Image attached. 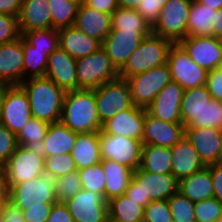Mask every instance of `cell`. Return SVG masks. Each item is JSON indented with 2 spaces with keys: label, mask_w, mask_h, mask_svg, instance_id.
<instances>
[{
  "label": "cell",
  "mask_w": 222,
  "mask_h": 222,
  "mask_svg": "<svg viewBox=\"0 0 222 222\" xmlns=\"http://www.w3.org/2000/svg\"><path fill=\"white\" fill-rule=\"evenodd\" d=\"M184 89L176 82H169L146 108V112L156 118L171 123L181 122V101Z\"/></svg>",
  "instance_id": "obj_18"
},
{
  "label": "cell",
  "mask_w": 222,
  "mask_h": 222,
  "mask_svg": "<svg viewBox=\"0 0 222 222\" xmlns=\"http://www.w3.org/2000/svg\"><path fill=\"white\" fill-rule=\"evenodd\" d=\"M78 171L82 189L98 192L104 196L105 172L101 162Z\"/></svg>",
  "instance_id": "obj_43"
},
{
  "label": "cell",
  "mask_w": 222,
  "mask_h": 222,
  "mask_svg": "<svg viewBox=\"0 0 222 222\" xmlns=\"http://www.w3.org/2000/svg\"><path fill=\"white\" fill-rule=\"evenodd\" d=\"M9 200L21 210L29 206H43V203H55L54 179L44 174L16 184L10 187Z\"/></svg>",
  "instance_id": "obj_10"
},
{
  "label": "cell",
  "mask_w": 222,
  "mask_h": 222,
  "mask_svg": "<svg viewBox=\"0 0 222 222\" xmlns=\"http://www.w3.org/2000/svg\"><path fill=\"white\" fill-rule=\"evenodd\" d=\"M109 222H136L144 219V207L125 194L108 201Z\"/></svg>",
  "instance_id": "obj_33"
},
{
  "label": "cell",
  "mask_w": 222,
  "mask_h": 222,
  "mask_svg": "<svg viewBox=\"0 0 222 222\" xmlns=\"http://www.w3.org/2000/svg\"><path fill=\"white\" fill-rule=\"evenodd\" d=\"M32 118L27 93L20 85H5L0 124L17 135Z\"/></svg>",
  "instance_id": "obj_12"
},
{
  "label": "cell",
  "mask_w": 222,
  "mask_h": 222,
  "mask_svg": "<svg viewBox=\"0 0 222 222\" xmlns=\"http://www.w3.org/2000/svg\"><path fill=\"white\" fill-rule=\"evenodd\" d=\"M45 174L56 179L77 169L71 154H61L45 157Z\"/></svg>",
  "instance_id": "obj_44"
},
{
  "label": "cell",
  "mask_w": 222,
  "mask_h": 222,
  "mask_svg": "<svg viewBox=\"0 0 222 222\" xmlns=\"http://www.w3.org/2000/svg\"><path fill=\"white\" fill-rule=\"evenodd\" d=\"M221 133L215 127H185V137L205 166L220 163Z\"/></svg>",
  "instance_id": "obj_21"
},
{
  "label": "cell",
  "mask_w": 222,
  "mask_h": 222,
  "mask_svg": "<svg viewBox=\"0 0 222 222\" xmlns=\"http://www.w3.org/2000/svg\"><path fill=\"white\" fill-rule=\"evenodd\" d=\"M22 36L34 50L54 51L59 47L58 30L54 28L29 30Z\"/></svg>",
  "instance_id": "obj_39"
},
{
  "label": "cell",
  "mask_w": 222,
  "mask_h": 222,
  "mask_svg": "<svg viewBox=\"0 0 222 222\" xmlns=\"http://www.w3.org/2000/svg\"><path fill=\"white\" fill-rule=\"evenodd\" d=\"M97 112L101 124L118 112L131 108L130 87L126 79L118 77L94 89Z\"/></svg>",
  "instance_id": "obj_8"
},
{
  "label": "cell",
  "mask_w": 222,
  "mask_h": 222,
  "mask_svg": "<svg viewBox=\"0 0 222 222\" xmlns=\"http://www.w3.org/2000/svg\"><path fill=\"white\" fill-rule=\"evenodd\" d=\"M77 60L58 47L48 57L45 77L65 91L77 90Z\"/></svg>",
  "instance_id": "obj_22"
},
{
  "label": "cell",
  "mask_w": 222,
  "mask_h": 222,
  "mask_svg": "<svg viewBox=\"0 0 222 222\" xmlns=\"http://www.w3.org/2000/svg\"><path fill=\"white\" fill-rule=\"evenodd\" d=\"M185 127H215L222 130V107L220 101L211 99Z\"/></svg>",
  "instance_id": "obj_40"
},
{
  "label": "cell",
  "mask_w": 222,
  "mask_h": 222,
  "mask_svg": "<svg viewBox=\"0 0 222 222\" xmlns=\"http://www.w3.org/2000/svg\"><path fill=\"white\" fill-rule=\"evenodd\" d=\"M53 203H43V206H29L22 210L25 222H47Z\"/></svg>",
  "instance_id": "obj_51"
},
{
  "label": "cell",
  "mask_w": 222,
  "mask_h": 222,
  "mask_svg": "<svg viewBox=\"0 0 222 222\" xmlns=\"http://www.w3.org/2000/svg\"><path fill=\"white\" fill-rule=\"evenodd\" d=\"M81 189L82 185L78 169L54 179V193L57 202H65L71 199Z\"/></svg>",
  "instance_id": "obj_41"
},
{
  "label": "cell",
  "mask_w": 222,
  "mask_h": 222,
  "mask_svg": "<svg viewBox=\"0 0 222 222\" xmlns=\"http://www.w3.org/2000/svg\"><path fill=\"white\" fill-rule=\"evenodd\" d=\"M197 222H217L222 216V202L212 197L195 203Z\"/></svg>",
  "instance_id": "obj_45"
},
{
  "label": "cell",
  "mask_w": 222,
  "mask_h": 222,
  "mask_svg": "<svg viewBox=\"0 0 222 222\" xmlns=\"http://www.w3.org/2000/svg\"><path fill=\"white\" fill-rule=\"evenodd\" d=\"M206 87L212 99L220 101L222 99V66L212 71H208Z\"/></svg>",
  "instance_id": "obj_50"
},
{
  "label": "cell",
  "mask_w": 222,
  "mask_h": 222,
  "mask_svg": "<svg viewBox=\"0 0 222 222\" xmlns=\"http://www.w3.org/2000/svg\"><path fill=\"white\" fill-rule=\"evenodd\" d=\"M125 195L145 207L144 192L142 191L141 185L133 177L128 183Z\"/></svg>",
  "instance_id": "obj_56"
},
{
  "label": "cell",
  "mask_w": 222,
  "mask_h": 222,
  "mask_svg": "<svg viewBox=\"0 0 222 222\" xmlns=\"http://www.w3.org/2000/svg\"><path fill=\"white\" fill-rule=\"evenodd\" d=\"M77 134L61 121L51 123L41 143L40 151L44 157L70 154L75 145Z\"/></svg>",
  "instance_id": "obj_27"
},
{
  "label": "cell",
  "mask_w": 222,
  "mask_h": 222,
  "mask_svg": "<svg viewBox=\"0 0 222 222\" xmlns=\"http://www.w3.org/2000/svg\"><path fill=\"white\" fill-rule=\"evenodd\" d=\"M22 47L24 52V80L45 77L48 57L53 51L34 50L23 36Z\"/></svg>",
  "instance_id": "obj_36"
},
{
  "label": "cell",
  "mask_w": 222,
  "mask_h": 222,
  "mask_svg": "<svg viewBox=\"0 0 222 222\" xmlns=\"http://www.w3.org/2000/svg\"><path fill=\"white\" fill-rule=\"evenodd\" d=\"M178 191L192 202L213 197V181L209 166L179 180Z\"/></svg>",
  "instance_id": "obj_28"
},
{
  "label": "cell",
  "mask_w": 222,
  "mask_h": 222,
  "mask_svg": "<svg viewBox=\"0 0 222 222\" xmlns=\"http://www.w3.org/2000/svg\"><path fill=\"white\" fill-rule=\"evenodd\" d=\"M167 64L172 81L184 90L206 85L208 72L198 66L178 43L169 49Z\"/></svg>",
  "instance_id": "obj_11"
},
{
  "label": "cell",
  "mask_w": 222,
  "mask_h": 222,
  "mask_svg": "<svg viewBox=\"0 0 222 222\" xmlns=\"http://www.w3.org/2000/svg\"><path fill=\"white\" fill-rule=\"evenodd\" d=\"M3 206L4 205H0V222H3Z\"/></svg>",
  "instance_id": "obj_63"
},
{
  "label": "cell",
  "mask_w": 222,
  "mask_h": 222,
  "mask_svg": "<svg viewBox=\"0 0 222 222\" xmlns=\"http://www.w3.org/2000/svg\"><path fill=\"white\" fill-rule=\"evenodd\" d=\"M140 168L155 174L172 172L171 148L155 145H143Z\"/></svg>",
  "instance_id": "obj_32"
},
{
  "label": "cell",
  "mask_w": 222,
  "mask_h": 222,
  "mask_svg": "<svg viewBox=\"0 0 222 222\" xmlns=\"http://www.w3.org/2000/svg\"><path fill=\"white\" fill-rule=\"evenodd\" d=\"M20 86L27 93L32 117L49 124L61 121L66 91L46 77L29 78Z\"/></svg>",
  "instance_id": "obj_1"
},
{
  "label": "cell",
  "mask_w": 222,
  "mask_h": 222,
  "mask_svg": "<svg viewBox=\"0 0 222 222\" xmlns=\"http://www.w3.org/2000/svg\"><path fill=\"white\" fill-rule=\"evenodd\" d=\"M3 222H25L22 210L10 200L3 206Z\"/></svg>",
  "instance_id": "obj_55"
},
{
  "label": "cell",
  "mask_w": 222,
  "mask_h": 222,
  "mask_svg": "<svg viewBox=\"0 0 222 222\" xmlns=\"http://www.w3.org/2000/svg\"><path fill=\"white\" fill-rule=\"evenodd\" d=\"M74 26L103 43L112 29L111 14L99 12L82 3L79 6Z\"/></svg>",
  "instance_id": "obj_24"
},
{
  "label": "cell",
  "mask_w": 222,
  "mask_h": 222,
  "mask_svg": "<svg viewBox=\"0 0 222 222\" xmlns=\"http://www.w3.org/2000/svg\"><path fill=\"white\" fill-rule=\"evenodd\" d=\"M101 159H110L130 168L133 172L140 167L142 140L99 131Z\"/></svg>",
  "instance_id": "obj_9"
},
{
  "label": "cell",
  "mask_w": 222,
  "mask_h": 222,
  "mask_svg": "<svg viewBox=\"0 0 222 222\" xmlns=\"http://www.w3.org/2000/svg\"><path fill=\"white\" fill-rule=\"evenodd\" d=\"M141 3V0H117L118 7L137 9Z\"/></svg>",
  "instance_id": "obj_60"
},
{
  "label": "cell",
  "mask_w": 222,
  "mask_h": 222,
  "mask_svg": "<svg viewBox=\"0 0 222 222\" xmlns=\"http://www.w3.org/2000/svg\"><path fill=\"white\" fill-rule=\"evenodd\" d=\"M220 163H222V133H221V146H220Z\"/></svg>",
  "instance_id": "obj_64"
},
{
  "label": "cell",
  "mask_w": 222,
  "mask_h": 222,
  "mask_svg": "<svg viewBox=\"0 0 222 222\" xmlns=\"http://www.w3.org/2000/svg\"><path fill=\"white\" fill-rule=\"evenodd\" d=\"M51 10L52 28L60 29L75 24L79 4L69 0H48Z\"/></svg>",
  "instance_id": "obj_37"
},
{
  "label": "cell",
  "mask_w": 222,
  "mask_h": 222,
  "mask_svg": "<svg viewBox=\"0 0 222 222\" xmlns=\"http://www.w3.org/2000/svg\"><path fill=\"white\" fill-rule=\"evenodd\" d=\"M101 163L105 172V199L109 201L111 198L125 194L133 171L110 159H102Z\"/></svg>",
  "instance_id": "obj_29"
},
{
  "label": "cell",
  "mask_w": 222,
  "mask_h": 222,
  "mask_svg": "<svg viewBox=\"0 0 222 222\" xmlns=\"http://www.w3.org/2000/svg\"><path fill=\"white\" fill-rule=\"evenodd\" d=\"M143 38L137 31L111 29L102 43V48L106 51L114 66L120 70L140 45Z\"/></svg>",
  "instance_id": "obj_19"
},
{
  "label": "cell",
  "mask_w": 222,
  "mask_h": 222,
  "mask_svg": "<svg viewBox=\"0 0 222 222\" xmlns=\"http://www.w3.org/2000/svg\"><path fill=\"white\" fill-rule=\"evenodd\" d=\"M212 99L206 85L184 91L181 101V122L186 126Z\"/></svg>",
  "instance_id": "obj_34"
},
{
  "label": "cell",
  "mask_w": 222,
  "mask_h": 222,
  "mask_svg": "<svg viewBox=\"0 0 222 222\" xmlns=\"http://www.w3.org/2000/svg\"><path fill=\"white\" fill-rule=\"evenodd\" d=\"M216 12L217 10L193 0L189 11L187 36L212 37V23Z\"/></svg>",
  "instance_id": "obj_31"
},
{
  "label": "cell",
  "mask_w": 222,
  "mask_h": 222,
  "mask_svg": "<svg viewBox=\"0 0 222 222\" xmlns=\"http://www.w3.org/2000/svg\"><path fill=\"white\" fill-rule=\"evenodd\" d=\"M20 36L18 17L0 13V44L12 42Z\"/></svg>",
  "instance_id": "obj_48"
},
{
  "label": "cell",
  "mask_w": 222,
  "mask_h": 222,
  "mask_svg": "<svg viewBox=\"0 0 222 222\" xmlns=\"http://www.w3.org/2000/svg\"><path fill=\"white\" fill-rule=\"evenodd\" d=\"M18 147L17 136L0 124V168H2Z\"/></svg>",
  "instance_id": "obj_47"
},
{
  "label": "cell",
  "mask_w": 222,
  "mask_h": 222,
  "mask_svg": "<svg viewBox=\"0 0 222 222\" xmlns=\"http://www.w3.org/2000/svg\"><path fill=\"white\" fill-rule=\"evenodd\" d=\"M213 181V197L222 202V163L209 165Z\"/></svg>",
  "instance_id": "obj_53"
},
{
  "label": "cell",
  "mask_w": 222,
  "mask_h": 222,
  "mask_svg": "<svg viewBox=\"0 0 222 222\" xmlns=\"http://www.w3.org/2000/svg\"><path fill=\"white\" fill-rule=\"evenodd\" d=\"M213 36L219 37L222 35V9L215 13L214 22L212 23Z\"/></svg>",
  "instance_id": "obj_59"
},
{
  "label": "cell",
  "mask_w": 222,
  "mask_h": 222,
  "mask_svg": "<svg viewBox=\"0 0 222 222\" xmlns=\"http://www.w3.org/2000/svg\"><path fill=\"white\" fill-rule=\"evenodd\" d=\"M47 222H74L65 202H55Z\"/></svg>",
  "instance_id": "obj_52"
},
{
  "label": "cell",
  "mask_w": 222,
  "mask_h": 222,
  "mask_svg": "<svg viewBox=\"0 0 222 222\" xmlns=\"http://www.w3.org/2000/svg\"><path fill=\"white\" fill-rule=\"evenodd\" d=\"M218 38V41H219V44H220V47L222 48V35L217 37Z\"/></svg>",
  "instance_id": "obj_66"
},
{
  "label": "cell",
  "mask_w": 222,
  "mask_h": 222,
  "mask_svg": "<svg viewBox=\"0 0 222 222\" xmlns=\"http://www.w3.org/2000/svg\"><path fill=\"white\" fill-rule=\"evenodd\" d=\"M18 26L21 35L29 30L52 28L48 0H23Z\"/></svg>",
  "instance_id": "obj_25"
},
{
  "label": "cell",
  "mask_w": 222,
  "mask_h": 222,
  "mask_svg": "<svg viewBox=\"0 0 222 222\" xmlns=\"http://www.w3.org/2000/svg\"><path fill=\"white\" fill-rule=\"evenodd\" d=\"M24 81V52L22 35L16 40L0 44V84L20 85Z\"/></svg>",
  "instance_id": "obj_20"
},
{
  "label": "cell",
  "mask_w": 222,
  "mask_h": 222,
  "mask_svg": "<svg viewBox=\"0 0 222 222\" xmlns=\"http://www.w3.org/2000/svg\"><path fill=\"white\" fill-rule=\"evenodd\" d=\"M173 221L175 222H197L195 218V203L182 195L179 191L168 200Z\"/></svg>",
  "instance_id": "obj_42"
},
{
  "label": "cell",
  "mask_w": 222,
  "mask_h": 222,
  "mask_svg": "<svg viewBox=\"0 0 222 222\" xmlns=\"http://www.w3.org/2000/svg\"><path fill=\"white\" fill-rule=\"evenodd\" d=\"M168 0H141L137 12L152 27L158 19L160 10L164 7Z\"/></svg>",
  "instance_id": "obj_49"
},
{
  "label": "cell",
  "mask_w": 222,
  "mask_h": 222,
  "mask_svg": "<svg viewBox=\"0 0 222 222\" xmlns=\"http://www.w3.org/2000/svg\"><path fill=\"white\" fill-rule=\"evenodd\" d=\"M144 219L148 222H173L168 201H151L144 207Z\"/></svg>",
  "instance_id": "obj_46"
},
{
  "label": "cell",
  "mask_w": 222,
  "mask_h": 222,
  "mask_svg": "<svg viewBox=\"0 0 222 222\" xmlns=\"http://www.w3.org/2000/svg\"><path fill=\"white\" fill-rule=\"evenodd\" d=\"M61 122L78 134L100 131L94 89L66 91Z\"/></svg>",
  "instance_id": "obj_2"
},
{
  "label": "cell",
  "mask_w": 222,
  "mask_h": 222,
  "mask_svg": "<svg viewBox=\"0 0 222 222\" xmlns=\"http://www.w3.org/2000/svg\"><path fill=\"white\" fill-rule=\"evenodd\" d=\"M135 106L147 108L156 95L172 81L168 64L126 78Z\"/></svg>",
  "instance_id": "obj_7"
},
{
  "label": "cell",
  "mask_w": 222,
  "mask_h": 222,
  "mask_svg": "<svg viewBox=\"0 0 222 222\" xmlns=\"http://www.w3.org/2000/svg\"><path fill=\"white\" fill-rule=\"evenodd\" d=\"M77 89H96L119 77L106 51L101 47L96 52L77 59Z\"/></svg>",
  "instance_id": "obj_4"
},
{
  "label": "cell",
  "mask_w": 222,
  "mask_h": 222,
  "mask_svg": "<svg viewBox=\"0 0 222 222\" xmlns=\"http://www.w3.org/2000/svg\"><path fill=\"white\" fill-rule=\"evenodd\" d=\"M197 1L215 10L222 9V0H197Z\"/></svg>",
  "instance_id": "obj_61"
},
{
  "label": "cell",
  "mask_w": 222,
  "mask_h": 222,
  "mask_svg": "<svg viewBox=\"0 0 222 222\" xmlns=\"http://www.w3.org/2000/svg\"><path fill=\"white\" fill-rule=\"evenodd\" d=\"M132 177L141 185L144 192L145 207L154 200H168L178 192L179 180L172 174H155L135 170Z\"/></svg>",
  "instance_id": "obj_16"
},
{
  "label": "cell",
  "mask_w": 222,
  "mask_h": 222,
  "mask_svg": "<svg viewBox=\"0 0 222 222\" xmlns=\"http://www.w3.org/2000/svg\"><path fill=\"white\" fill-rule=\"evenodd\" d=\"M172 153V174L178 179L203 169L204 163L199 154L192 146L191 142L183 137L176 145L171 148Z\"/></svg>",
  "instance_id": "obj_26"
},
{
  "label": "cell",
  "mask_w": 222,
  "mask_h": 222,
  "mask_svg": "<svg viewBox=\"0 0 222 222\" xmlns=\"http://www.w3.org/2000/svg\"><path fill=\"white\" fill-rule=\"evenodd\" d=\"M70 154L78 170L101 162L99 131L77 134L75 145Z\"/></svg>",
  "instance_id": "obj_30"
},
{
  "label": "cell",
  "mask_w": 222,
  "mask_h": 222,
  "mask_svg": "<svg viewBox=\"0 0 222 222\" xmlns=\"http://www.w3.org/2000/svg\"><path fill=\"white\" fill-rule=\"evenodd\" d=\"M146 108L133 105L102 123L101 132L142 140Z\"/></svg>",
  "instance_id": "obj_17"
},
{
  "label": "cell",
  "mask_w": 222,
  "mask_h": 222,
  "mask_svg": "<svg viewBox=\"0 0 222 222\" xmlns=\"http://www.w3.org/2000/svg\"><path fill=\"white\" fill-rule=\"evenodd\" d=\"M136 222H148V221H146L145 219H142V220H139V221H136Z\"/></svg>",
  "instance_id": "obj_67"
},
{
  "label": "cell",
  "mask_w": 222,
  "mask_h": 222,
  "mask_svg": "<svg viewBox=\"0 0 222 222\" xmlns=\"http://www.w3.org/2000/svg\"><path fill=\"white\" fill-rule=\"evenodd\" d=\"M71 2L77 3L79 5H81L82 3H84L85 0H69Z\"/></svg>",
  "instance_id": "obj_65"
},
{
  "label": "cell",
  "mask_w": 222,
  "mask_h": 222,
  "mask_svg": "<svg viewBox=\"0 0 222 222\" xmlns=\"http://www.w3.org/2000/svg\"><path fill=\"white\" fill-rule=\"evenodd\" d=\"M59 47L74 59L90 55L102 47V43L92 38L77 27L70 26L58 29Z\"/></svg>",
  "instance_id": "obj_23"
},
{
  "label": "cell",
  "mask_w": 222,
  "mask_h": 222,
  "mask_svg": "<svg viewBox=\"0 0 222 222\" xmlns=\"http://www.w3.org/2000/svg\"><path fill=\"white\" fill-rule=\"evenodd\" d=\"M65 204L74 222H109L108 201L101 193L81 189Z\"/></svg>",
  "instance_id": "obj_13"
},
{
  "label": "cell",
  "mask_w": 222,
  "mask_h": 222,
  "mask_svg": "<svg viewBox=\"0 0 222 222\" xmlns=\"http://www.w3.org/2000/svg\"><path fill=\"white\" fill-rule=\"evenodd\" d=\"M4 93H5V85L0 84V120H1V115H2V105H3Z\"/></svg>",
  "instance_id": "obj_62"
},
{
  "label": "cell",
  "mask_w": 222,
  "mask_h": 222,
  "mask_svg": "<svg viewBox=\"0 0 222 222\" xmlns=\"http://www.w3.org/2000/svg\"><path fill=\"white\" fill-rule=\"evenodd\" d=\"M217 222H222V216L218 219Z\"/></svg>",
  "instance_id": "obj_68"
},
{
  "label": "cell",
  "mask_w": 222,
  "mask_h": 222,
  "mask_svg": "<svg viewBox=\"0 0 222 222\" xmlns=\"http://www.w3.org/2000/svg\"><path fill=\"white\" fill-rule=\"evenodd\" d=\"M112 29L137 31L143 37L152 33V27L137 12L136 9L118 7L112 14Z\"/></svg>",
  "instance_id": "obj_35"
},
{
  "label": "cell",
  "mask_w": 222,
  "mask_h": 222,
  "mask_svg": "<svg viewBox=\"0 0 222 222\" xmlns=\"http://www.w3.org/2000/svg\"><path fill=\"white\" fill-rule=\"evenodd\" d=\"M185 137V126L182 123H171L145 114L142 135L143 145H155L172 148Z\"/></svg>",
  "instance_id": "obj_15"
},
{
  "label": "cell",
  "mask_w": 222,
  "mask_h": 222,
  "mask_svg": "<svg viewBox=\"0 0 222 222\" xmlns=\"http://www.w3.org/2000/svg\"><path fill=\"white\" fill-rule=\"evenodd\" d=\"M84 4L106 14H112L117 8V0H85Z\"/></svg>",
  "instance_id": "obj_54"
},
{
  "label": "cell",
  "mask_w": 222,
  "mask_h": 222,
  "mask_svg": "<svg viewBox=\"0 0 222 222\" xmlns=\"http://www.w3.org/2000/svg\"><path fill=\"white\" fill-rule=\"evenodd\" d=\"M23 0H0V13L19 17Z\"/></svg>",
  "instance_id": "obj_57"
},
{
  "label": "cell",
  "mask_w": 222,
  "mask_h": 222,
  "mask_svg": "<svg viewBox=\"0 0 222 222\" xmlns=\"http://www.w3.org/2000/svg\"><path fill=\"white\" fill-rule=\"evenodd\" d=\"M45 157L40 149L18 145L2 167L9 188L45 174Z\"/></svg>",
  "instance_id": "obj_5"
},
{
  "label": "cell",
  "mask_w": 222,
  "mask_h": 222,
  "mask_svg": "<svg viewBox=\"0 0 222 222\" xmlns=\"http://www.w3.org/2000/svg\"><path fill=\"white\" fill-rule=\"evenodd\" d=\"M10 188L6 180V176L0 168V205H4L9 201Z\"/></svg>",
  "instance_id": "obj_58"
},
{
  "label": "cell",
  "mask_w": 222,
  "mask_h": 222,
  "mask_svg": "<svg viewBox=\"0 0 222 222\" xmlns=\"http://www.w3.org/2000/svg\"><path fill=\"white\" fill-rule=\"evenodd\" d=\"M193 0H168L160 10L152 33L162 36L174 44L187 36L189 11Z\"/></svg>",
  "instance_id": "obj_6"
},
{
  "label": "cell",
  "mask_w": 222,
  "mask_h": 222,
  "mask_svg": "<svg viewBox=\"0 0 222 222\" xmlns=\"http://www.w3.org/2000/svg\"><path fill=\"white\" fill-rule=\"evenodd\" d=\"M49 125L45 121L32 117L16 135L18 145L40 149Z\"/></svg>",
  "instance_id": "obj_38"
},
{
  "label": "cell",
  "mask_w": 222,
  "mask_h": 222,
  "mask_svg": "<svg viewBox=\"0 0 222 222\" xmlns=\"http://www.w3.org/2000/svg\"><path fill=\"white\" fill-rule=\"evenodd\" d=\"M173 44L172 41L154 33L144 37L126 64L119 70V77L126 79L167 64L169 49Z\"/></svg>",
  "instance_id": "obj_3"
},
{
  "label": "cell",
  "mask_w": 222,
  "mask_h": 222,
  "mask_svg": "<svg viewBox=\"0 0 222 222\" xmlns=\"http://www.w3.org/2000/svg\"><path fill=\"white\" fill-rule=\"evenodd\" d=\"M178 44L207 72L222 66V48L217 37L186 36Z\"/></svg>",
  "instance_id": "obj_14"
}]
</instances>
